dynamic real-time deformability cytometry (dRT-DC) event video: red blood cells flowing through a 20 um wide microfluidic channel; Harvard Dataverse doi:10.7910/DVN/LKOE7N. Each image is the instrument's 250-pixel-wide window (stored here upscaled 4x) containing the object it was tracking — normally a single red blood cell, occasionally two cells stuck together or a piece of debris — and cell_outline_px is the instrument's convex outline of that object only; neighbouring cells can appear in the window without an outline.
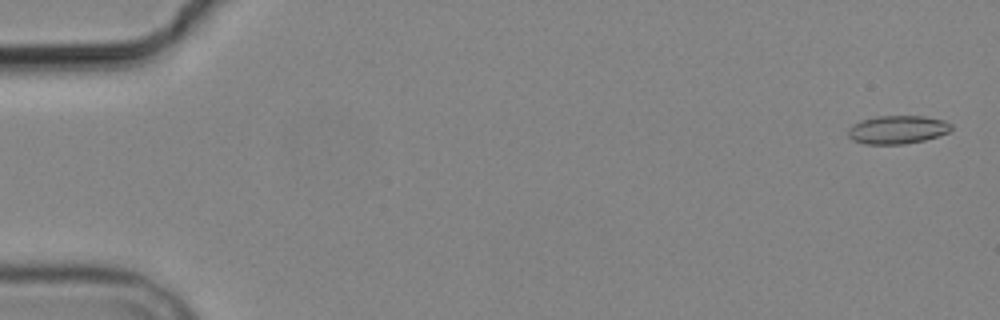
{"species": "common noctule bat (a hibernating species)", "species_latin": "Nyctalus noctula", "temperature_condition": "cold", "stored_images_in_passage": 6, "camera_frame_rate_fps": 3000, "um_per_image_px": 0.085, "animal": {"sex": "male", "body_mass_g": 19.2, "forearm_length_mm": 51.8}, "frame": {"image": 1, "passage_image": 1, "time_ms": 0.0, "image_size_px": [1000, 320], "cell_outline_px": [[952, 128], [948, 132], [924, 140], [904, 144], [864, 144], [852, 140], [848, 136], [848, 128], [852, 124], [860, 120], [876, 116], [924, 116], [944, 120], [952, 124]], "centroid_in_image_um": [76.25, 11.01], "position_along_channel_um": 8.8, "area_um2": 17.11}}